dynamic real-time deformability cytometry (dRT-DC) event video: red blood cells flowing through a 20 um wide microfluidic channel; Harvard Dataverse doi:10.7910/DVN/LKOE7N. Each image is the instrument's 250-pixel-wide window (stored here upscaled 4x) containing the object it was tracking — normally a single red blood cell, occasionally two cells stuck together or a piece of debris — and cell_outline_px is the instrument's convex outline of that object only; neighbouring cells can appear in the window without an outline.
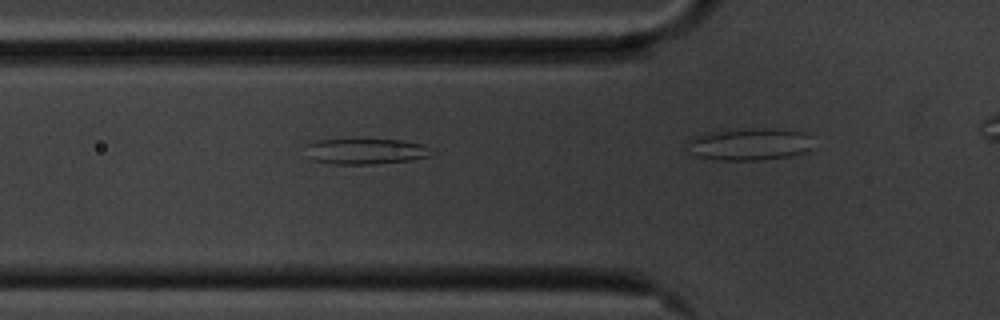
{"species": "common noctule bat (a hibernating species)", "species_latin": "Nyctalus noctula", "temperature_condition": "cold", "stored_images_in_passage": 18, "camera_frame_rate_fps": 3000, "um_per_image_px": 0.085, "animal": {"sex": "male", "body_mass_g": 20.1, "forearm_length_mm": 53.5}, "frame": {"image": 1, "passage_image": 3, "time_ms": 0.667, "image_size_px": [1000, 320], "cell_outline_px": [[436, 152], [432, 156], [412, 160], [372, 164], [336, 164], [312, 160], [304, 156], [304, 144], [316, 140], [400, 140], [424, 144]], "centroid_in_image_um": [31.05, 12.87], "position_along_channel_um": 94.7, "area_um2": 19.25}}